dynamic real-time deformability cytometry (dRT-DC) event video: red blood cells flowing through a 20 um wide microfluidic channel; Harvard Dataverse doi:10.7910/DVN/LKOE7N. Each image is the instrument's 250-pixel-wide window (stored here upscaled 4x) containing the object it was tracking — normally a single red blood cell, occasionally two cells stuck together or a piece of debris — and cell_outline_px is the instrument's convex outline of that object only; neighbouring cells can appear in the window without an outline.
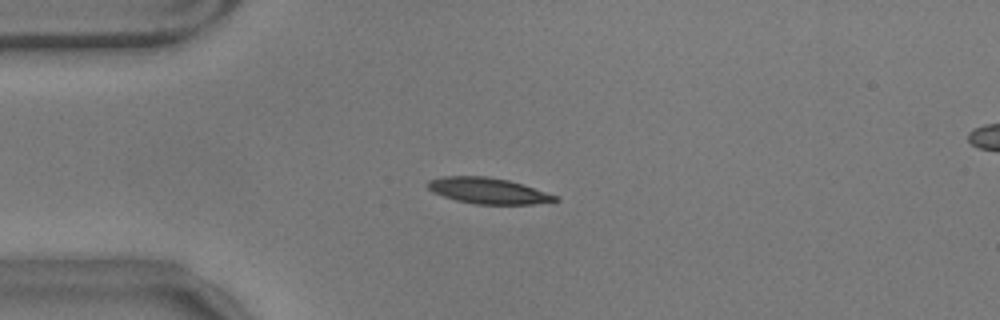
{"species": "common noctule bat (a hibernating species)", "species_latin": "Nyctalus noctula", "temperature_condition": "warm", "stored_images_in_passage": 56, "camera_frame_rate_fps": 3000, "um_per_image_px": 0.085, "animal": {"sex": "male", "body_mass_g": 17.9}, "frame": {"image": 1, "passage_image": 13, "time_ms": 4.0, "image_size_px": [1000, 320], "cell_outline_px": [[560, 200], [532, 204], [476, 204], [456, 200], [432, 192], [424, 184], [428, 180], [444, 176], [484, 176], [508, 180], [560, 196]], "centroid_in_image_um": [41.47, 16.21], "position_along_channel_um": 43.5, "area_um2": 19.25}}
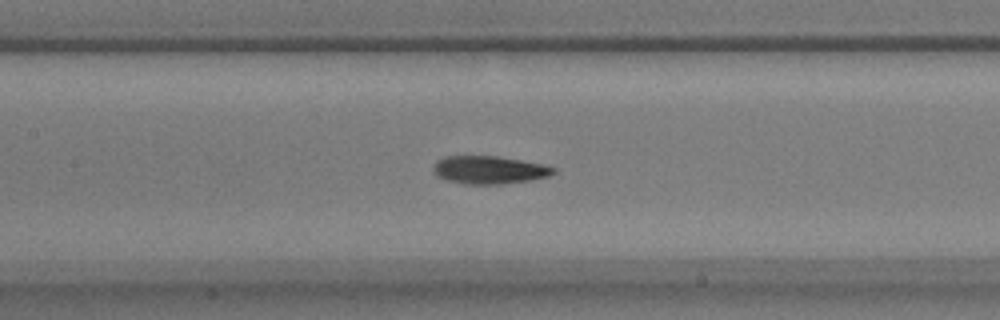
{"frame": {"image": 2, "passage_image": 25, "time_ms": 8.0, "image_size_px": [1000, 320], "cell_outline_px": [[556, 172], [548, 176], [532, 180], [500, 184], [468, 184], [444, 180], [436, 176], [432, 168], [432, 164], [436, 160], [444, 156], [496, 156], [544, 164], [556, 168]], "centroid_in_image_um": [41.54, 14.44], "position_along_channel_um": 165.9, "area_um2": 19.77}}
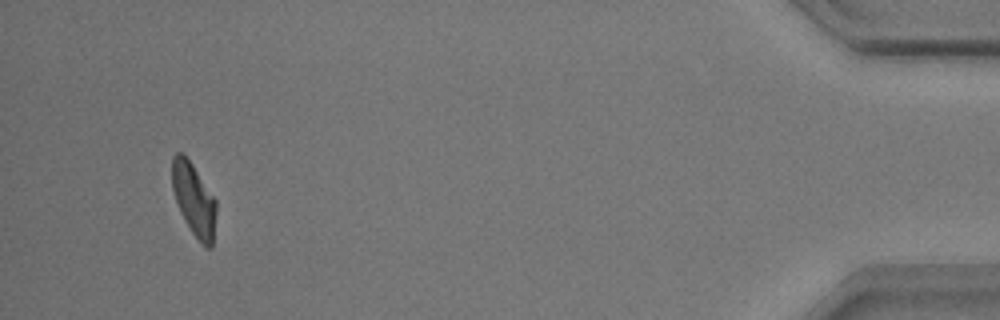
{"frame": {"image": 3, "passage_image": 53, "time_ms": 17.333, "image_size_px": [1000, 320], "cell_outline_px": [[216, 212], [212, 248], [204, 248], [192, 232], [180, 212], [172, 188], [172, 156], [176, 152], [180, 152], [192, 164], [216, 200]], "centroid_in_image_um": [16.48, 16.99], "position_along_channel_um": 418.7, "area_um2": 18.5}, "authors_computed_cell_mechanics": {"area_um2": 19.2185, "velocity_mm_per_s": 3.5231, "shape_relaxation_time_tau1_ms": 4.1234, "shape_relaxation_time_tau2_ms": 2.7533, "deformation_change_tau1": 0.154, "deformation_change_tau2": 0.0925}}